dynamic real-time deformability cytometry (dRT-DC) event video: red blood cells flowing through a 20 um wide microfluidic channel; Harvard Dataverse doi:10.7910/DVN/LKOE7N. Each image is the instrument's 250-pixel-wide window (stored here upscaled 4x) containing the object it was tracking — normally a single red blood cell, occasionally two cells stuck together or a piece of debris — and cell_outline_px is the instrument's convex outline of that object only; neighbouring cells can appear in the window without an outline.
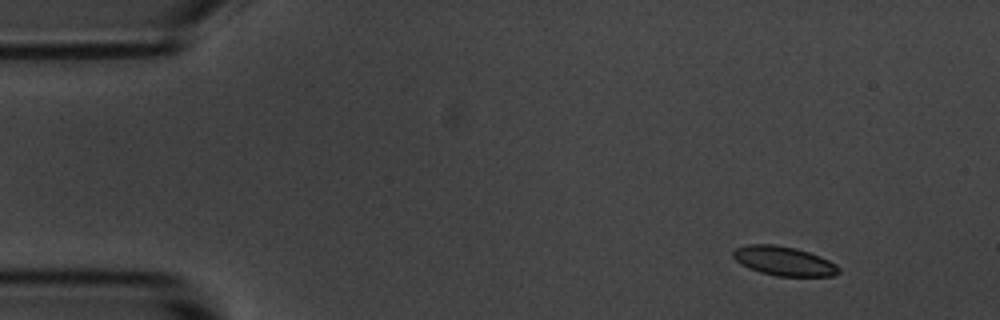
{"species": "common noctule bat (a hibernating species)", "species_latin": "Nyctalus noctula", "temperature_condition": "room temperature", "stored_images_in_passage": 5, "camera_frame_rate_fps": 3000, "um_per_image_px": 0.085, "animal": {"sex": "male", "body_mass_g": 20.1, "forearm_length_mm": 53.5}, "frame": {"image": 1, "passage_image": 5, "time_ms": 5.667, "image_size_px": [1000, 320], "cell_outline_px": [[840, 272], [832, 276], [776, 276], [760, 272], [748, 268], [740, 264], [732, 256], [732, 252], [736, 248], [748, 244], [772, 244], [796, 248], [820, 256], [836, 264], [840, 268]], "centroid_in_image_um": [66.61, 22.19], "position_along_channel_um": 18.4, "area_um2": 18.03}}